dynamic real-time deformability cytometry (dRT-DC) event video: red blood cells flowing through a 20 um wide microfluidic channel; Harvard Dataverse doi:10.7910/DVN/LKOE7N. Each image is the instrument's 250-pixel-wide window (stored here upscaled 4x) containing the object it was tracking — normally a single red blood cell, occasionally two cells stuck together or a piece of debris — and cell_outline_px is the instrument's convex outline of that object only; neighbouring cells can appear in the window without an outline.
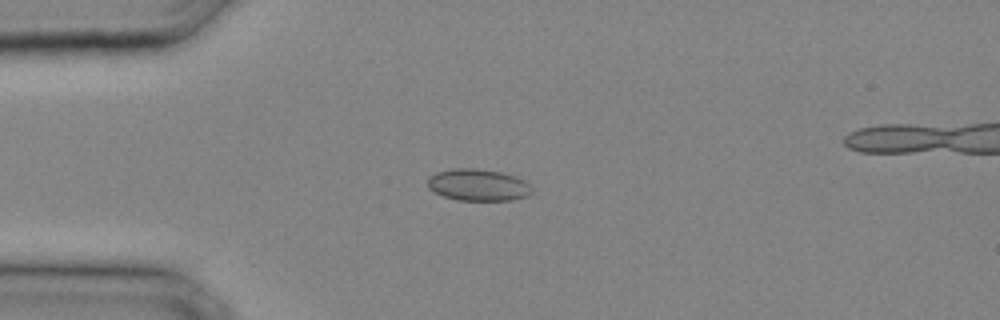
{"species": "common noctule bat (a hibernating species)", "species_latin": "Nyctalus noctula", "temperature_condition": "cold", "stored_images_in_passage": 30, "camera_frame_rate_fps": 3000, "um_per_image_px": 0.085, "animal": {"sex": "male", "body_mass_g": 20.4}, "frame": {"image": 1, "passage_image": 7, "time_ms": 2.0, "image_size_px": [1000, 320], "cell_outline_px": [[532, 192], [528, 196], [512, 200], [456, 200], [444, 196], [428, 188], [428, 176], [436, 172], [456, 168], [476, 168], [500, 172], [524, 180], [532, 188]], "centroid_in_image_um": [40.63, 15.72], "position_along_channel_um": 44.4, "area_um2": 19.25}}
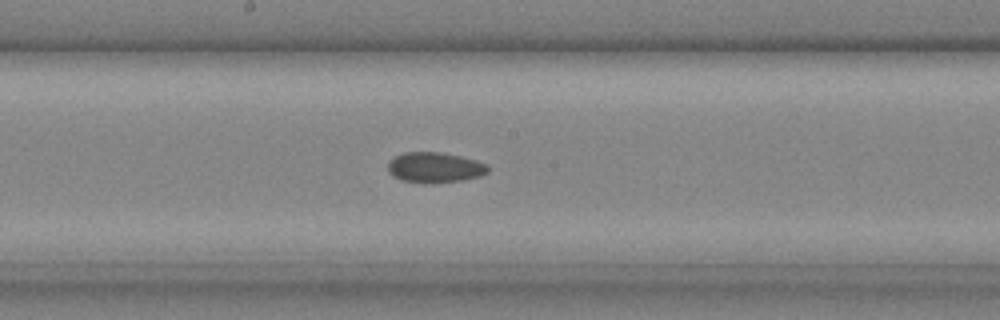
{"frame": {"image": 2, "passage_image": 16, "time_ms": 5.0, "image_size_px": [1000, 320], "cell_outline_px": [[488, 172], [480, 176], [460, 180], [400, 180], [392, 176], [388, 172], [388, 160], [404, 152], [440, 152], [460, 156], [476, 160], [488, 164]], "centroid_in_image_um": [36.95, 14.18], "position_along_channel_um": 211.3, "area_um2": 16.99}}
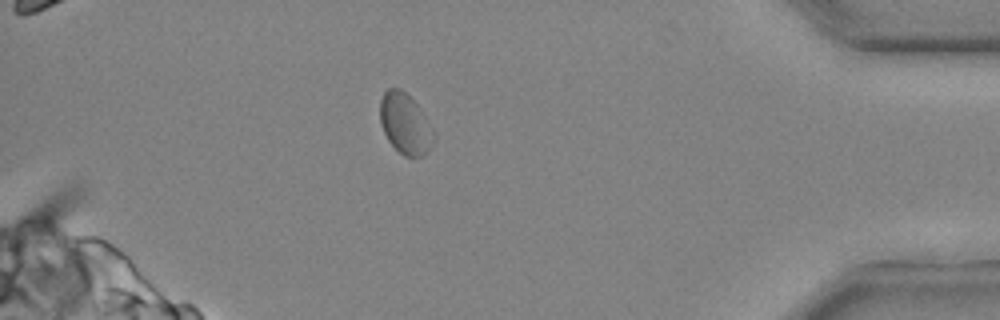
{"frame": {"image": 3, "passage_image": 27, "time_ms": 8.667, "image_size_px": [1000, 320], "cell_outline_px": [[436, 136], [432, 144], [420, 156], [404, 156], [388, 140], [380, 124], [380, 100], [384, 92], [388, 88], [400, 88], [420, 108]], "centroid_in_image_um": [34.41, 10.5], "position_along_channel_um": 400.8, "area_um2": 18.55}}